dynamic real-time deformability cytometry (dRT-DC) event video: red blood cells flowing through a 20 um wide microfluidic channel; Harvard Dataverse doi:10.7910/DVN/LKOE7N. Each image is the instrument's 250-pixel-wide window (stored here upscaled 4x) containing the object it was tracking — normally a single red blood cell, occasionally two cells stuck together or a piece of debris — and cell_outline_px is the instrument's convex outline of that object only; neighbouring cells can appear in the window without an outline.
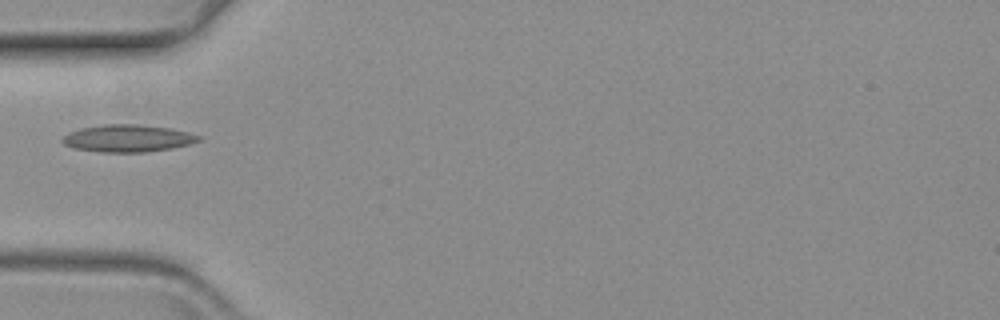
{"species": "common noctule bat (a hibernating species)", "species_latin": "Nyctalus noctula", "temperature_condition": "warm", "stored_images_in_passage": 7, "camera_frame_rate_fps": 3000, "um_per_image_px": 0.085, "animal": {"sex": "female", "body_mass_g": 19.3, "forearm_length_mm": 54.1}, "frame": {"image": 1, "passage_image": 1, "time_ms": 0.0, "image_size_px": [1000, 320], "cell_outline_px": [[200, 140], [188, 144], [172, 148], [144, 152], [100, 152], [72, 148], [64, 144], [60, 140], [68, 132], [80, 128], [104, 124], [136, 124], [168, 128], [200, 136]], "centroid_in_image_um": [10.77, 11.76], "position_along_channel_um": 74.2, "area_um2": 21.44}}
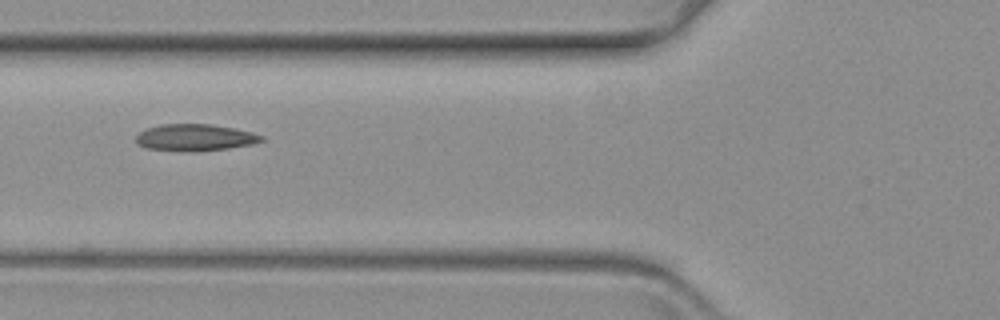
{"frame": {"image": 2, "passage_image": 4, "time_ms": 1.0, "image_size_px": [1000, 320], "cell_outline_px": [[264, 140], [252, 144], [228, 148], [148, 148], [136, 144], [136, 136], [140, 132], [148, 128], [160, 124], [212, 124], [252, 132], [264, 136]], "centroid_in_image_um": [16.61, 11.62], "position_along_channel_um": 109.2, "area_um2": 18.32}}
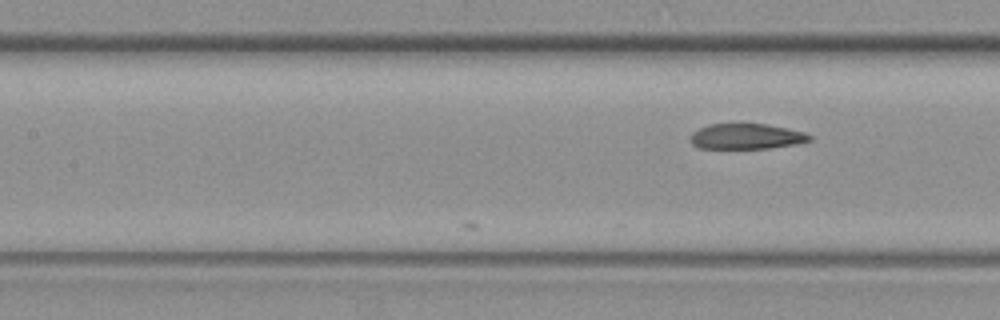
{"frame": {"image": 3, "passage_image": 7, "time_ms": 2.0, "image_size_px": [1000, 320], "cell_outline_px": [[812, 140], [796, 144], [768, 148], [696, 148], [688, 140], [692, 132], [708, 124], [768, 124], [788, 128], [804, 132], [812, 136]], "centroid_in_image_um": [63.42, 11.59], "position_along_channel_um": 144.0, "area_um2": 17.8}}